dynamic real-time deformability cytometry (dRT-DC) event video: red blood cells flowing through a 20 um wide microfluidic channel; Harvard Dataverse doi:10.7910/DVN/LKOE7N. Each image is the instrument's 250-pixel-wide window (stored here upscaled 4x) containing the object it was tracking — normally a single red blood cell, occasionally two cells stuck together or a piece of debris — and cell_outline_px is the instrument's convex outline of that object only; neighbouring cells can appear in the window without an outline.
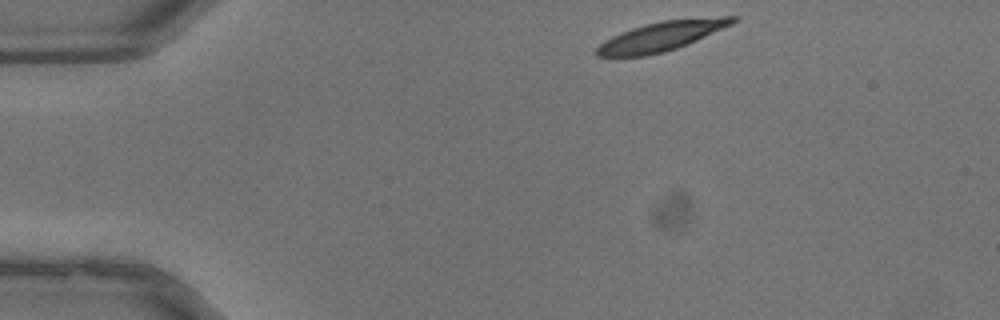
{"species": "common noctule bat (a hibernating species)", "species_latin": "Nyctalus noctula", "temperature_condition": "warm", "stored_images_in_passage": 32, "camera_frame_rate_fps": 3000, "um_per_image_px": 0.085, "animal": {"sex": "male", "body_mass_g": 13.3}, "frame": {"image": 1, "passage_image": 1, "time_ms": 0.0, "image_size_px": [1000, 320], "cell_outline_px": [[740, 20], [732, 24], [688, 44], [664, 52], [644, 56], [596, 56], [596, 48], [604, 40], [612, 36], [632, 28], [644, 24], [660, 20], [720, 16], [740, 16]], "centroid_in_image_um": [56.27, 3.05], "position_along_channel_um": 28.7, "area_um2": 23.35}}
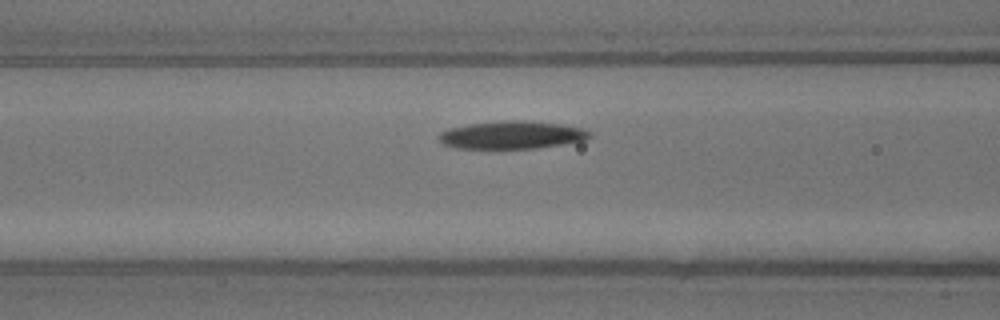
{"frame": {"image": 2, "passage_image": 10, "time_ms": 3.0, "image_size_px": [1000, 320], "cell_outline_px": [[592, 136], [588, 140], [536, 148], [496, 152], [456, 148], [444, 144], [436, 140], [436, 136], [440, 132], [448, 128], [468, 124], [504, 120], [524, 120], [560, 124], [584, 128]], "centroid_in_image_um": [43.42, 11.52], "position_along_channel_um": 123.2, "area_um2": 25.78}}
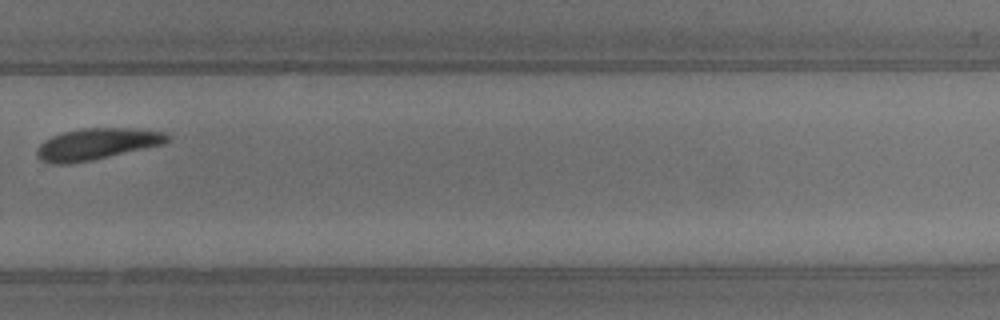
{"frame": {"image": 3, "passage_image": 21, "time_ms": 6.667, "image_size_px": [1000, 320], "cell_outline_px": [[172, 136], [164, 144], [92, 160], [72, 164], [48, 164], [40, 160], [36, 156], [36, 148], [44, 140], [52, 136], [64, 132], [80, 128], [132, 128], [164, 132]], "centroid_in_image_um": [8.19, 12.25], "position_along_channel_um": 321.6, "area_um2": 24.1}}